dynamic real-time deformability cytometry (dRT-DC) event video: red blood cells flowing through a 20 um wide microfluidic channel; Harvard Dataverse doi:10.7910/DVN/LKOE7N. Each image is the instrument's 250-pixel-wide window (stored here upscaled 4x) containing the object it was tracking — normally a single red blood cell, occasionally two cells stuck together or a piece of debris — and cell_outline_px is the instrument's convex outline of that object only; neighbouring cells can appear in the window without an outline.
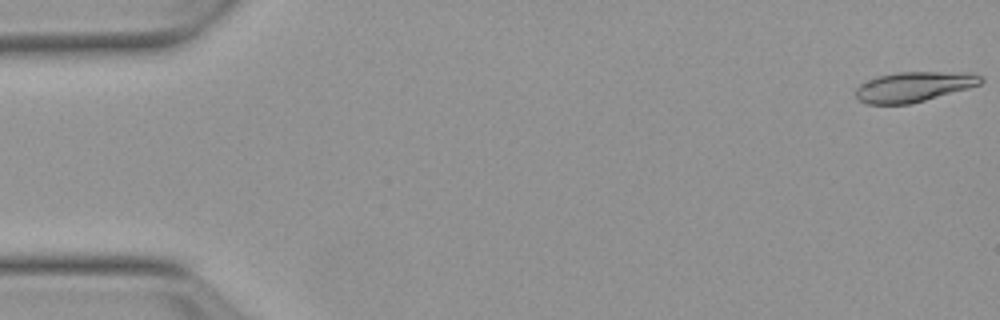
{"species": "Egyptian fruit bat (a non-hibernating species)", "species_latin": "Rousettus aegyptiacus", "temperature_condition": "warm", "stored_images_in_passage": 53, "camera_frame_rate_fps": 3000, "um_per_image_px": 0.085, "animal": {"sex": "female"}, "frame": {"image": 1, "passage_image": 1, "time_ms": 0.0, "image_size_px": [1000, 320], "cell_outline_px": [[984, 80], [980, 84], [968, 88], [912, 104], [868, 104], [860, 100], [856, 96], [856, 88], [860, 84], [876, 76], [896, 72], [968, 72], [984, 76]], "centroid_in_image_um": [77.7, 7.36], "position_along_channel_um": 7.3, "area_um2": 22.02}}
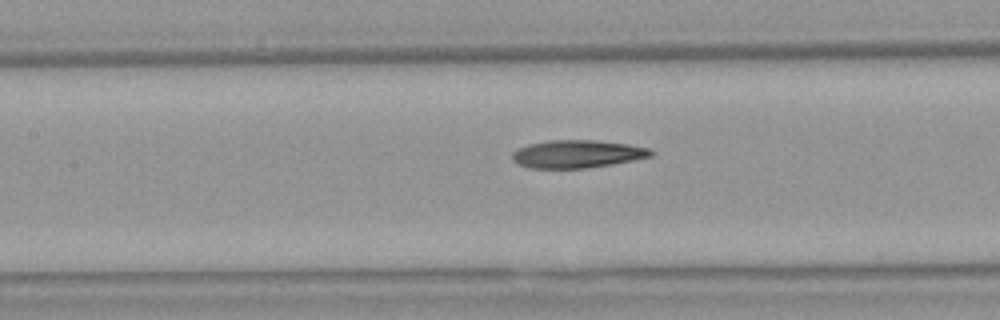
{"frame": {"image": 2, "passage_image": 24, "time_ms": 7.667, "image_size_px": [1000, 320], "cell_outline_px": [[656, 152], [652, 156], [612, 164], [588, 168], [528, 168], [516, 164], [512, 160], [512, 152], [516, 148], [528, 144], [548, 140], [596, 140], [628, 144], [652, 148]], "centroid_in_image_um": [49.05, 13.08], "position_along_channel_um": 158.4, "area_um2": 22.83}}
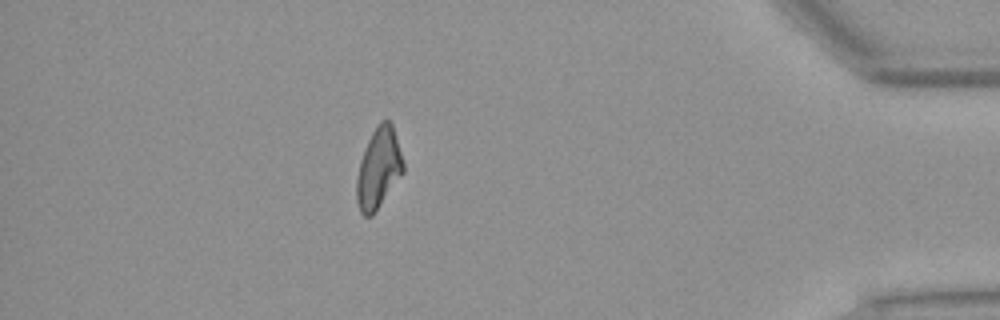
{"frame": {"image": 3, "passage_image": 47, "time_ms": 15.333, "image_size_px": [1000, 320], "cell_outline_px": [[404, 172], [372, 216], [364, 216], [360, 212], [356, 200], [356, 180], [360, 160], [364, 148], [372, 132], [380, 120], [388, 120], [392, 124], [404, 160]], "centroid_in_image_um": [32.18, 14.3], "position_along_channel_um": 403.0, "area_um2": 21.96}, "authors_computed_cell_mechanics": {"area_um2": 22.3108, "velocity_mm_per_s": 3.8172, "shape_relaxation_time_tau1_ms": null, "shape_relaxation_time_tau2_ms": 4.9633, "deformation_change_tau1": null, "deformation_change_tau2": 0.149}}